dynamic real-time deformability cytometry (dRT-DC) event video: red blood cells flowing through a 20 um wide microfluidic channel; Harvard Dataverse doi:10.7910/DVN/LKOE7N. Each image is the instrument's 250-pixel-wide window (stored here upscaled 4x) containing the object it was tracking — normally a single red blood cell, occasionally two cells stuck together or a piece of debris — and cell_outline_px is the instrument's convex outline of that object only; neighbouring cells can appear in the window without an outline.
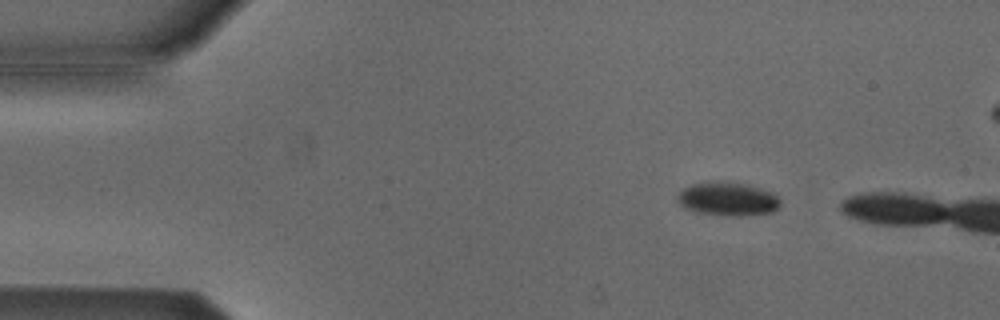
{"species": "Egyptian fruit bat (a non-hibernating species)", "species_latin": "Rousettus aegyptiacus", "temperature_condition": "cold", "stored_images_in_passage": 11, "camera_frame_rate_fps": 3000, "um_per_image_px": 0.085, "animal": {"sex": "male"}, "frame": {"image": 1, "passage_image": 8, "time_ms": 2.333, "image_size_px": [1000, 320], "cell_outline_px": [[780, 204], [772, 212], [740, 216], [728, 216], [696, 212], [684, 208], [676, 200], [676, 196], [684, 188], [692, 184], [704, 180], [728, 180], [776, 192], [780, 200]], "centroid_in_image_um": [61.84, 16.88], "position_along_channel_um": 23.2, "area_um2": 20.69}}